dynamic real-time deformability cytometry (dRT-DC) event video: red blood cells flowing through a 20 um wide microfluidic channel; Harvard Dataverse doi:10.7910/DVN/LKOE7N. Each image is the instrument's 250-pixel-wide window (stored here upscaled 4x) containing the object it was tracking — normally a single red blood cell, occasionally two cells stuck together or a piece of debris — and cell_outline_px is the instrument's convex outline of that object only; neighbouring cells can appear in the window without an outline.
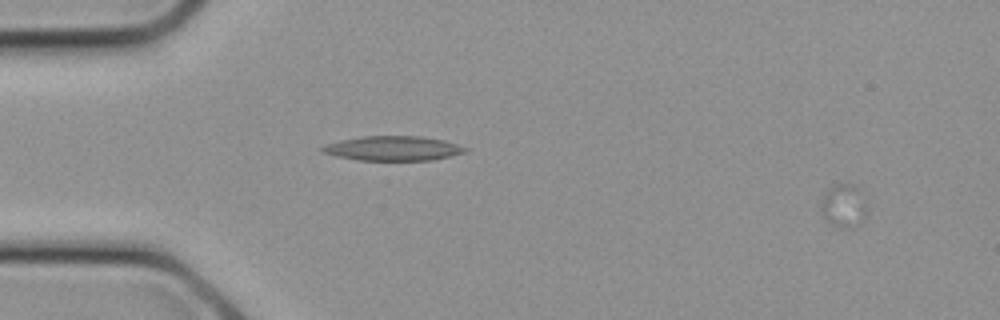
{"species": "common noctule bat (a hibernating species)", "species_latin": "Nyctalus noctula", "temperature_condition": "cold", "stored_images_in_passage": 8, "camera_frame_rate_fps": 3000, "um_per_image_px": 0.085, "animal": {"sex": "female", "body_mass_g": 21.9}, "frame": {"image": 1, "passage_image": 2, "time_ms": 0.333, "image_size_px": [1000, 320], "cell_outline_px": [[864, 220], [852, 228], [836, 228], [824, 216], [820, 208], [824, 192], [828, 188], [836, 184], [852, 184], [860, 188], [864, 204]], "centroid_in_image_um": [71.68, 17.49], "position_along_channel_um": 13.3, "area_um2": 11.44}}